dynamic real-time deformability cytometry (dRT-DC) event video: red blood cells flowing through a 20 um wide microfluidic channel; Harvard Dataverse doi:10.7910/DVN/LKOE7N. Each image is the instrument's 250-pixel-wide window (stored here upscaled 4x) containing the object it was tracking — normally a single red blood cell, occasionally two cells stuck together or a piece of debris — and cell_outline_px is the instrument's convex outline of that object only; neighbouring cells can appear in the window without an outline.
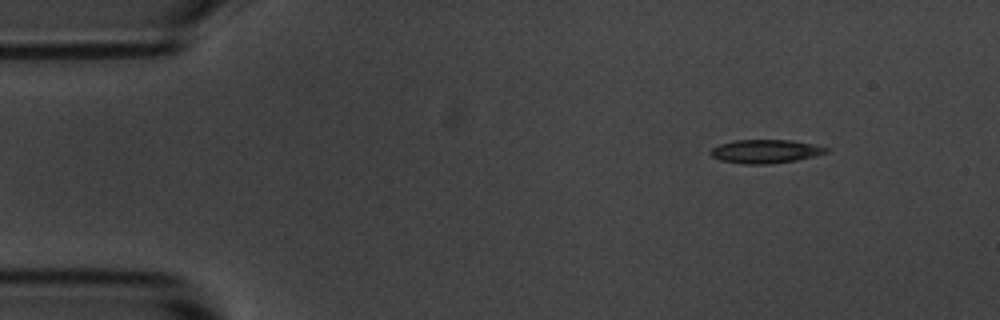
{"species": "common noctule bat (a hibernating species)", "species_latin": "Nyctalus noctula", "temperature_condition": "room temperature", "stored_images_in_passage": 49, "camera_frame_rate_fps": 3000, "um_per_image_px": 0.085, "animal": {"sex": "male", "body_mass_g": 20.1, "forearm_length_mm": 53.5}, "frame": {"image": 1, "passage_image": 1, "time_ms": 0.0, "image_size_px": [1000, 320], "cell_outline_px": [[828, 152], [816, 156], [796, 160], [768, 164], [744, 164], [720, 160], [712, 156], [712, 148], [720, 144], [736, 140], [792, 140], [828, 148]], "centroid_in_image_um": [65.07, 12.87], "position_along_channel_um": 19.9, "area_um2": 15.66}}
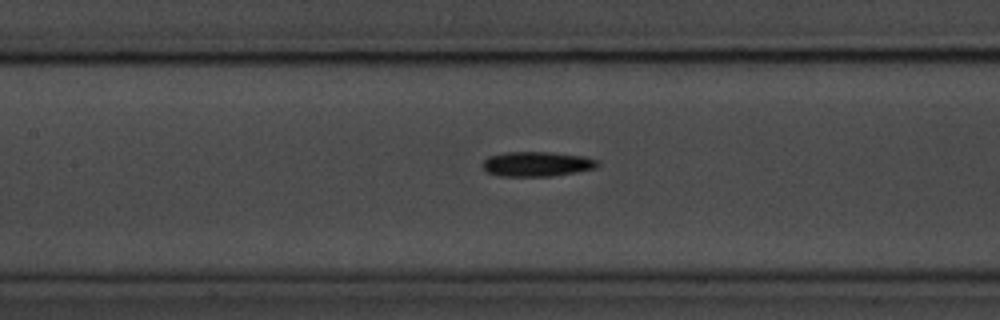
{"frame": {"image": 2, "passage_image": 19, "time_ms": 6.0, "image_size_px": [1000, 320], "cell_outline_px": [[600, 164], [596, 168], [576, 172], [552, 176], [500, 176], [488, 172], [484, 168], [484, 160], [488, 156], [504, 152], [552, 152], [584, 156], [596, 160]], "centroid_in_image_um": [45.66, 13.93], "position_along_channel_um": 161.7, "area_um2": 16.59}}
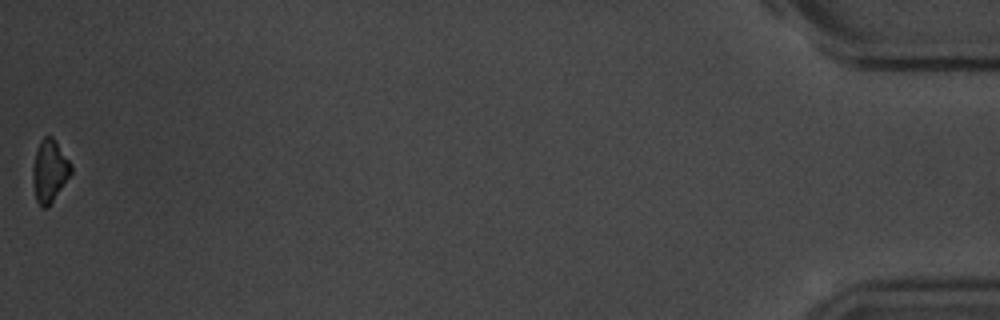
{"frame": {"image": 3, "passage_image": 49, "time_ms": 16.0, "image_size_px": [1000, 320], "cell_outline_px": [[72, 172], [48, 208], [44, 208], [36, 200], [32, 184], [32, 168], [36, 152], [40, 140], [44, 136], [52, 136], [72, 164]], "centroid_in_image_um": [4.2, 14.53], "position_along_channel_um": 431.0, "area_um2": 13.93}, "authors_computed_cell_mechanics": {"area_um2": 15.5482, "velocity_mm_per_s": 3.6764, "shape_relaxation_time_tau1_ms": 2.265, "shape_relaxation_time_tau2_ms": null, "deformation_change_tau1": 0.1041, "deformation_change_tau2": null}}